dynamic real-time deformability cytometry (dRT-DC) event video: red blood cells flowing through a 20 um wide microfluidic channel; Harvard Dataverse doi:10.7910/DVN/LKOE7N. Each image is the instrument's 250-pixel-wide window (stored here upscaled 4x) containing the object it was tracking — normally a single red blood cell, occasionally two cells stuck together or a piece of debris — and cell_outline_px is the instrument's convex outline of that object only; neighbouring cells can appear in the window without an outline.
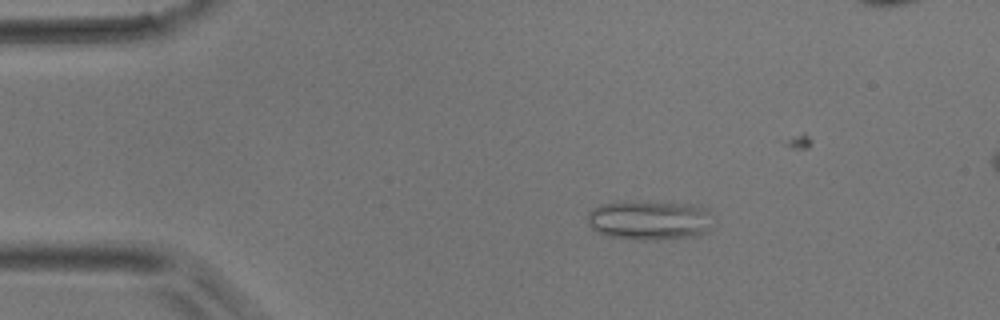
{"species": "common noctule bat (a hibernating species)", "species_latin": "Nyctalus noctula", "temperature_condition": "room temperature", "stored_images_in_passage": 50, "camera_frame_rate_fps": 3000, "um_per_image_px": 0.085, "animal": {"sex": "male", "body_mass_g": 17.9}, "frame": {"image": 1, "passage_image": 8, "time_ms": 2.333, "image_size_px": [1000, 320], "cell_outline_px": [[712, 216], [708, 232], [696, 236], [660, 240], [636, 240], [608, 236], [596, 232], [588, 224], [588, 212], [592, 208], [600, 204], [632, 200], [692, 204], [708, 208]], "centroid_in_image_um": [55.21, 18.71], "position_along_channel_um": 29.8, "area_um2": 29.71}}
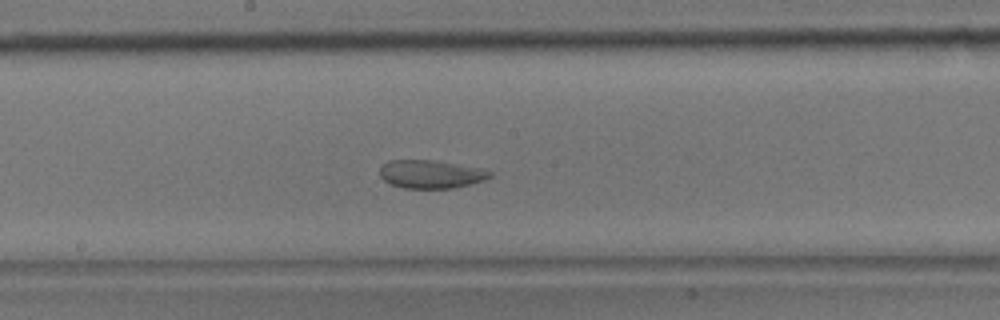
{"frame": {"image": 2, "passage_image": 25, "time_ms": 8.0, "image_size_px": [1000, 320], "cell_outline_px": [[492, 176], [484, 180], [452, 188], [404, 188], [392, 184], [384, 180], [380, 176], [380, 164], [388, 160], [432, 160], [480, 168], [492, 172]], "centroid_in_image_um": [36.58, 14.79], "position_along_channel_um": 211.6, "area_um2": 17.98}}
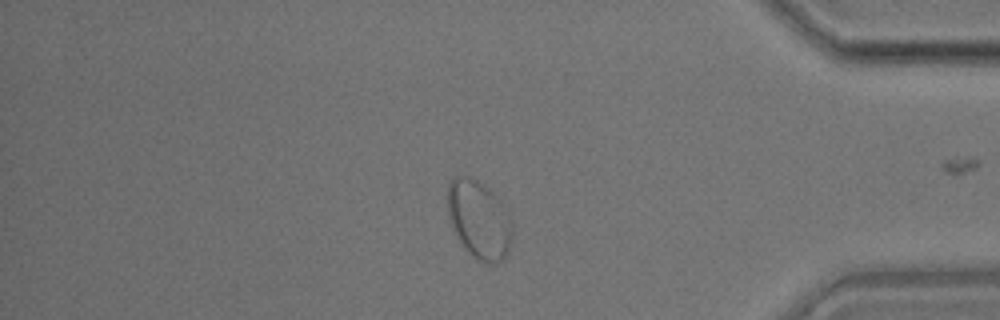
{"frame": {"image": 3, "passage_image": 41, "time_ms": 13.333, "image_size_px": [1000, 320], "cell_outline_px": [[512, 236], [508, 252], [500, 260], [492, 264], [480, 260], [468, 252], [464, 248], [456, 236], [452, 228], [448, 216], [448, 184], [452, 176], [468, 176], [484, 184], [504, 204], [508, 212], [512, 224]], "centroid_in_image_um": [40.71, 18.64], "position_along_channel_um": 394.5, "area_um2": 29.54}}